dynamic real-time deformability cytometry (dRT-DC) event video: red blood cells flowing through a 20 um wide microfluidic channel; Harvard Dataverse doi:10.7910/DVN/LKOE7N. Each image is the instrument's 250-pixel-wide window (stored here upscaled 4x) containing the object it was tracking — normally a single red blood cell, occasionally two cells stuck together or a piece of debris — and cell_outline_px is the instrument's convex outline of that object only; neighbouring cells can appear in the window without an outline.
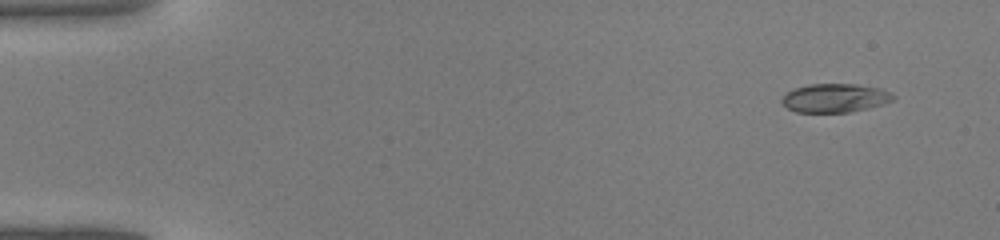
{"species": "common noctule bat (a hibernating species)", "species_latin": "Nyctalus noctula", "temperature_condition": "warm", "stored_images_in_passage": 41, "camera_frame_rate_fps": 3000, "um_per_image_px": 0.085, "animal": {"sex": "male", "body_mass_g": 19.0, "forearm_length_mm": 50.8}, "frame": {"image": 1, "passage_image": 1, "time_ms": 0.0, "image_size_px": [1000, 240], "cell_outline_px": [[896, 96], [892, 100], [884, 104], [868, 108], [848, 112], [796, 112], [788, 108], [780, 100], [788, 92], [796, 88], [808, 84], [856, 84], [880, 88]], "centroid_in_image_um": [70.98, 8.33], "position_along_channel_um": 14.0, "area_um2": 18.44}}
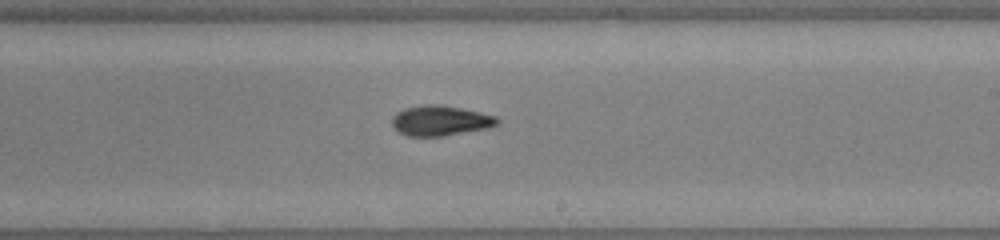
{"frame": {"image": 2, "passage_image": 24, "time_ms": 7.667, "image_size_px": [1000, 240], "cell_outline_px": [[500, 124], [488, 128], [444, 136], [408, 136], [400, 132], [392, 124], [392, 116], [396, 112], [404, 108], [424, 104], [440, 104], [480, 112], [496, 116], [500, 120]], "centroid_in_image_um": [37.45, 10.25], "position_along_channel_um": 251.6, "area_um2": 18.61}}
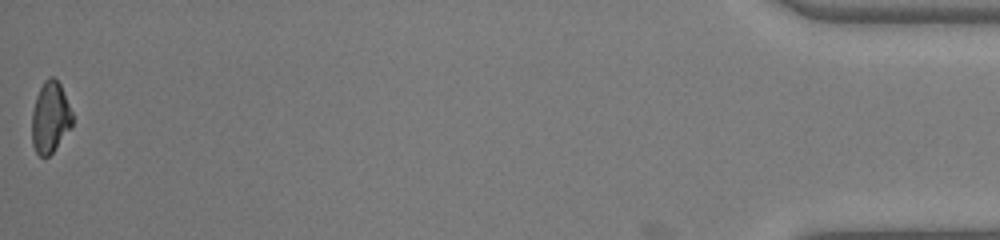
{"frame": {"image": 3, "passage_image": 41, "time_ms": 13.333, "image_size_px": [1000, 240], "cell_outline_px": [[72, 128], [52, 152], [48, 156], [40, 156], [36, 152], [32, 144], [32, 112], [36, 96], [44, 80], [48, 76], [52, 76], [60, 84], [72, 112]], "centroid_in_image_um": [4.27, 9.98], "position_along_channel_um": 430.9, "area_um2": 16.76}}